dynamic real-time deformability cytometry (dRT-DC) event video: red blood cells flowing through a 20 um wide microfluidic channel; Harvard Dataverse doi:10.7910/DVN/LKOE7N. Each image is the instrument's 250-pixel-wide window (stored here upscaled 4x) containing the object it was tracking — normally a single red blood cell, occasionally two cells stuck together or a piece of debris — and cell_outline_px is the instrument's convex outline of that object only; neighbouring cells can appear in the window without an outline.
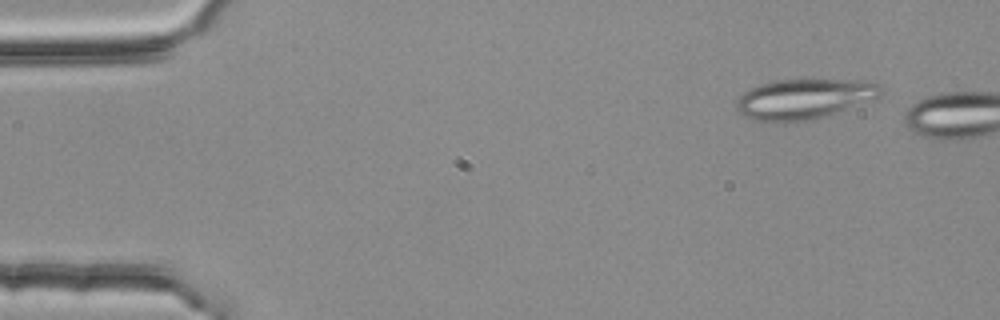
{"species": "common noctule bat (a hibernating species)", "species_latin": "Nyctalus noctula", "temperature_condition": "room temperature", "stored_images_in_passage": 2, "camera_frame_rate_fps": 3000, "um_per_image_px": 0.085, "animal": {"sex": "female", "body_mass_g": 25.1}, "frame": {"image": 1, "passage_image": 1, "time_ms": 0.0, "image_size_px": [1000, 320], "cell_outline_px": [[884, 92], [880, 96], [824, 116], [804, 120], [752, 120], [744, 116], [736, 108], [736, 100], [748, 88], [760, 84], [776, 80], [864, 80], [880, 84], [884, 88]], "centroid_in_image_um": [68.35, 8.37], "position_along_channel_um": 16.7, "area_um2": 33.12}}